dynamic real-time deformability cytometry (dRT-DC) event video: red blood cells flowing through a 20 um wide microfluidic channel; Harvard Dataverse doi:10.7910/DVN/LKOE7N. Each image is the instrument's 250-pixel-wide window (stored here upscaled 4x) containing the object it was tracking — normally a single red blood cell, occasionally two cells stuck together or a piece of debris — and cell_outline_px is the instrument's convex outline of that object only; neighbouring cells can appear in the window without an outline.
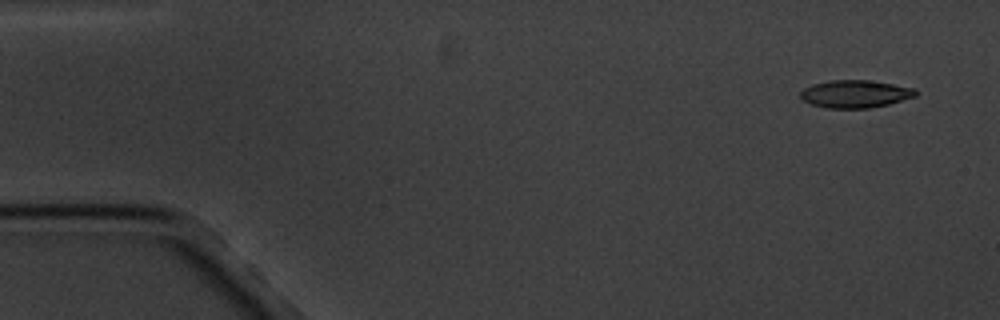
{"species": "common noctule bat (a hibernating species)", "species_latin": "Nyctalus noctula", "temperature_condition": "cold", "stored_images_in_passage": 5, "camera_frame_rate_fps": 3000, "um_per_image_px": 0.085, "animal": {"sex": "male", "body_mass_g": 20.1, "forearm_length_mm": 53.5}, "frame": {"image": 1, "passage_image": 1, "time_ms": 0.0, "image_size_px": [1000, 320], "cell_outline_px": [[916, 96], [888, 104], [868, 108], [828, 108], [812, 104], [800, 100], [800, 92], [804, 88], [812, 84], [828, 80], [868, 80], [916, 88]], "centroid_in_image_um": [72.65, 7.98], "position_along_channel_um": 12.3, "area_um2": 18.55}}
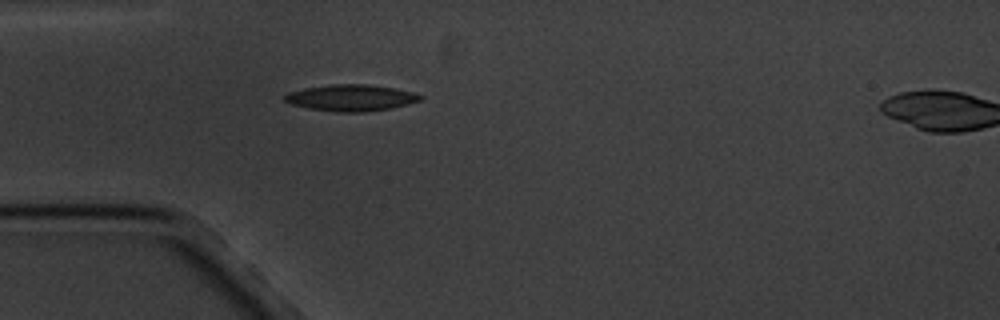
{"frame": {"image": 2, "passage_image": 4, "time_ms": 4.333, "image_size_px": [1000, 320], "cell_outline_px": [[424, 96], [420, 100], [408, 104], [392, 108], [364, 112], [336, 112], [308, 108], [292, 104], [284, 100], [280, 96], [288, 92], [304, 88], [332, 84], [368, 84], [396, 88], [412, 92]], "centroid_in_image_um": [29.81, 8.31], "position_along_channel_um": 55.2, "area_um2": 21.04}}